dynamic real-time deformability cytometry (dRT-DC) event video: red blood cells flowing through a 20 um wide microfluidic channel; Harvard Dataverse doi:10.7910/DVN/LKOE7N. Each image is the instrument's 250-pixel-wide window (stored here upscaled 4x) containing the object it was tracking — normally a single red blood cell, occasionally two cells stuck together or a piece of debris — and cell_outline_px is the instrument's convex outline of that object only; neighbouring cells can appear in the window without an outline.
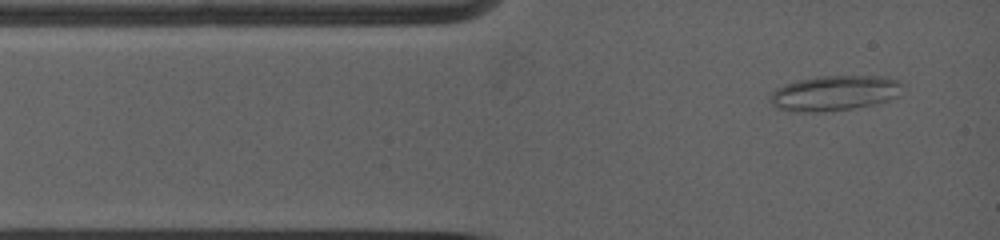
{"species": "common noctule bat (a hibernating species)", "species_latin": "Nyctalus noctula", "temperature_condition": "warm", "stored_images_in_passage": 25, "camera_frame_rate_fps": 5000, "um_per_image_px": 0.085, "animal": {"sex": "female", "body_mass_g": 19.0, "forearm_length_mm": 53.3}, "frame": {"image": 1, "passage_image": 1, "time_ms": 0.0, "image_size_px": [1000, 240], "cell_outline_px": [[904, 84], [900, 96], [888, 100], [872, 104], [852, 108], [824, 112], [792, 112], [776, 108], [768, 100], [768, 96], [776, 88], [784, 84], [816, 76], [888, 76], [900, 80]], "centroid_in_image_um": [70.94, 7.91], "position_along_channel_um": 14.1, "area_um2": 27.63}}
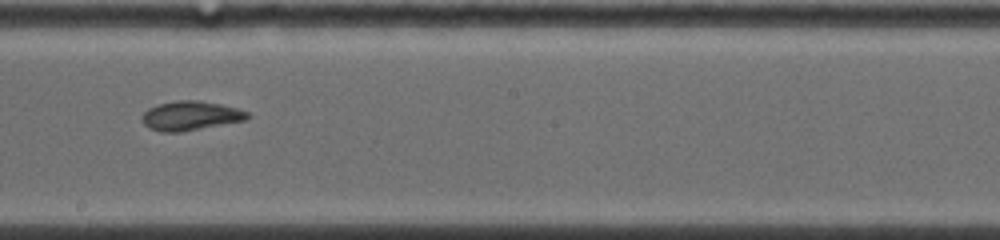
{"frame": {"image": 2, "passage_image": 12, "time_ms": 6.4, "image_size_px": [1000, 240], "cell_outline_px": [[252, 116], [244, 120], [180, 132], [160, 132], [148, 128], [140, 120], [140, 116], [148, 108], [156, 104], [176, 100], [196, 100], [220, 104], [236, 108], [248, 112]], "centroid_in_image_um": [16.13, 9.83], "position_along_channel_um": 232.1, "area_um2": 18.03}}
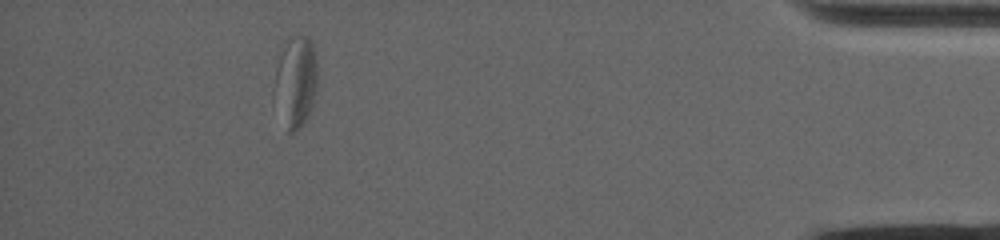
{"frame": {"image": 3, "passage_image": 22, "time_ms": 12.8, "image_size_px": [1000, 240], "cell_outline_px": [[316, 92], [308, 116], [292, 132], [288, 132], [272, 100], [272, 88], [280, 44], [284, 40], [292, 36], [308, 36], [312, 40], [316, 52]], "centroid_in_image_um": [25.07, 6.85], "position_along_channel_um": 410.1, "area_um2": 23.76}, "authors_computed_cell_mechanics": {"area_um2": 18.496, "velocity_mm_per_s": 3.8722, "shape_relaxation_time_tau1_ms": 5.5321, "shape_relaxation_time_tau2_ms": 7.4266, "deformation_change_tau1": 0.1531, "deformation_change_tau2": 0.156}}